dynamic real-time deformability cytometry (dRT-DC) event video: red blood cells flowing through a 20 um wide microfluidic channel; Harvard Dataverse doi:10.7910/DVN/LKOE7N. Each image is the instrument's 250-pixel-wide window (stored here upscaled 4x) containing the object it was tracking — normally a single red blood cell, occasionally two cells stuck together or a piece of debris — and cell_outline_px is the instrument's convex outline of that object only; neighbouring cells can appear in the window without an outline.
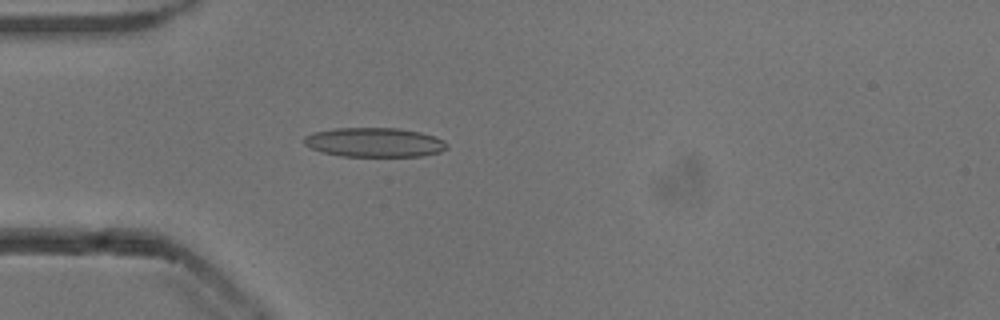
{"species": "common noctule bat (a hibernating species)", "species_latin": "Nyctalus noctula", "temperature_condition": "cold", "stored_images_in_passage": 53, "camera_frame_rate_fps": 3000, "um_per_image_px": 0.085, "animal": {"sex": "male", "body_mass_g": 13.3}, "frame": {"image": 1, "passage_image": 15, "time_ms": 4.667, "image_size_px": [1000, 320], "cell_outline_px": [[448, 148], [440, 152], [420, 156], [340, 156], [320, 152], [304, 144], [304, 136], [312, 132], [336, 128], [400, 128], [420, 132], [444, 140], [448, 144]], "centroid_in_image_um": [31.81, 12.1], "position_along_channel_um": 53.2, "area_um2": 24.51}}
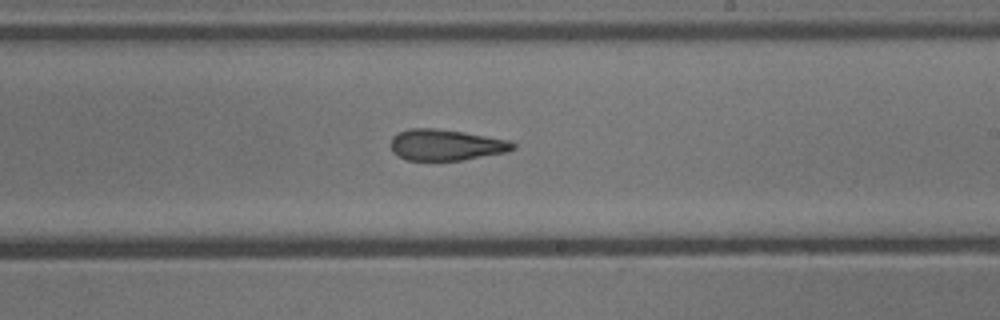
{"frame": {"image": 2, "passage_image": 31, "time_ms": 10.0, "image_size_px": [1000, 320], "cell_outline_px": [[516, 148], [508, 152], [460, 160], [408, 160], [392, 152], [392, 136], [396, 132], [408, 128], [436, 128], [464, 132], [508, 140], [516, 144]], "centroid_in_image_um": [37.9, 12.3], "position_along_channel_um": 251.1, "area_um2": 22.14}}
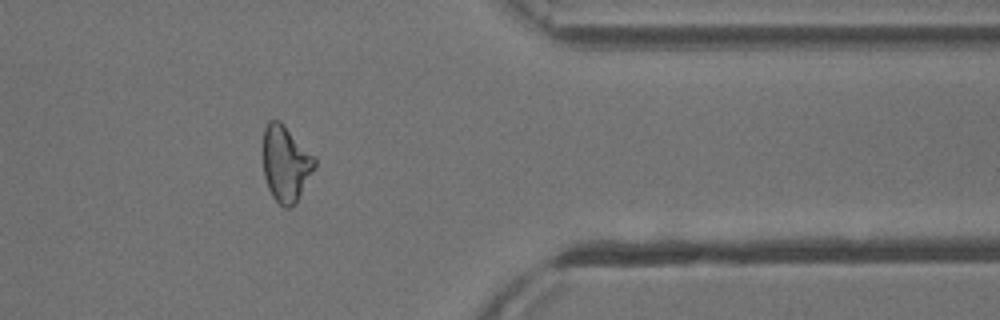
{"frame": {"image": 3, "passage_image": 43, "time_ms": 14.0, "image_size_px": [1000, 320], "cell_outline_px": [[316, 164], [296, 204], [288, 208], [284, 208], [272, 196], [268, 188], [264, 176], [264, 128], [268, 120], [280, 120], [316, 156]], "centroid_in_image_um": [24.3, 13.89], "position_along_channel_um": 387.1, "area_um2": 22.95}, "authors_computed_cell_mechanics": {"area_um2": 23.2356, "velocity_mm_per_s": 3.8443, "shape_relaxation_time_tau1_ms": 8.7046, "shape_relaxation_time_tau2_ms": 2.9762, "deformation_change_tau1": 0.2449, "deformation_change_tau2": 0.1296}}